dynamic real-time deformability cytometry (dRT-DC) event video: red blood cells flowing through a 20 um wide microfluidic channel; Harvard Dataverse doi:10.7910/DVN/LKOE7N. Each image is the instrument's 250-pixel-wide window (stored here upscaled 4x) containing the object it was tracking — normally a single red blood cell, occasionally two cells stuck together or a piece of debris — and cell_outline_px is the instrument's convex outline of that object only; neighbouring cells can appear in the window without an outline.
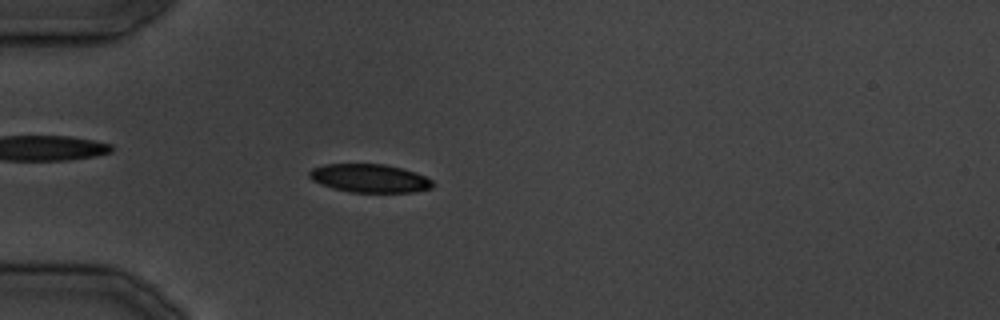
{"species": "common noctule bat (a hibernating species)", "species_latin": "Nyctalus noctula", "temperature_condition": "cold", "stored_images_in_passage": 31, "camera_frame_rate_fps": 3000, "um_per_image_px": 0.085, "animal": {"sex": "male", "body_mass_g": 19.5, "forearm_length_mm": 54.6}, "frame": {"image": 1, "passage_image": 6, "time_ms": 6.667, "image_size_px": [1000, 320], "cell_outline_px": [[436, 184], [432, 188], [412, 192], [352, 192], [320, 184], [312, 180], [308, 176], [308, 172], [312, 168], [324, 164], [384, 164], [416, 172], [432, 180]], "centroid_in_image_um": [31.43, 15.15], "position_along_channel_um": 53.6, "area_um2": 20.35}}
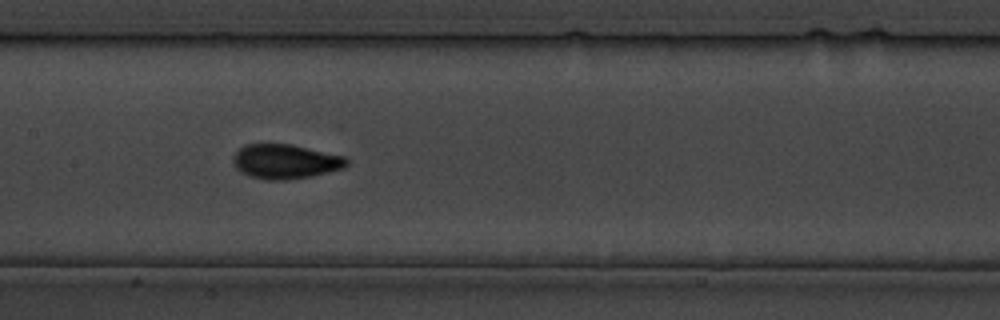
{"frame": {"image": 2, "passage_image": 14, "time_ms": 15.667, "image_size_px": [1000, 320], "cell_outline_px": [[348, 164], [344, 168], [312, 176], [284, 180], [268, 180], [248, 176], [240, 172], [236, 168], [232, 160], [232, 156], [244, 144], [292, 144], [344, 156], [348, 160]], "centroid_in_image_um": [24.23, 13.73], "position_along_channel_um": 183.2, "area_um2": 22.95}}
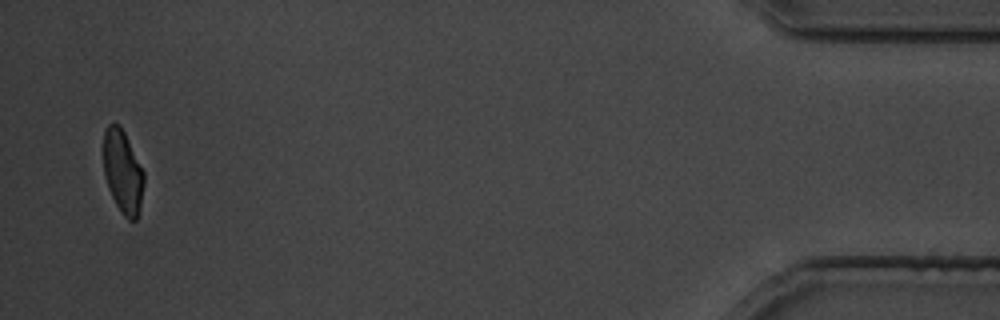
{"frame": {"image": 3, "passage_image": 30, "time_ms": 36.0, "image_size_px": [1000, 320], "cell_outline_px": [[144, 184], [140, 208], [136, 220], [128, 220], [120, 212], [108, 188], [104, 172], [104, 132], [108, 124], [120, 124], [144, 172]], "centroid_in_image_um": [10.44, 14.62], "position_along_channel_um": 424.8, "area_um2": 19.48}}